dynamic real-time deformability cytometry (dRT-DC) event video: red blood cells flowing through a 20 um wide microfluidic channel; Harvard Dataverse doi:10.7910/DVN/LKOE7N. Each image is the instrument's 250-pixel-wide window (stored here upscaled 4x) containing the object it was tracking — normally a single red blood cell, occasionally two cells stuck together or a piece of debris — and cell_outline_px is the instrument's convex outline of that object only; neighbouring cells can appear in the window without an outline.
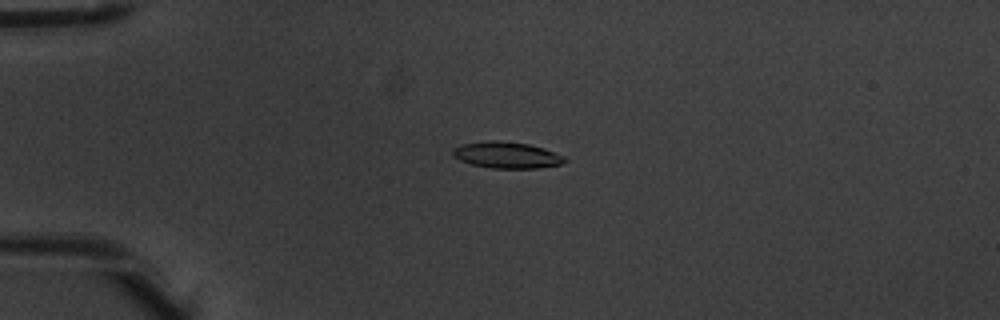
{"species": "common noctule bat (a hibernating species)", "species_latin": "Nyctalus noctula", "temperature_condition": "warm", "stored_images_in_passage": 3, "camera_frame_rate_fps": 3000, "um_per_image_px": 0.085, "animal": {"sex": "male", "body_mass_g": 20.1, "forearm_length_mm": 53.5}, "frame": {"image": 1, "passage_image": 3, "time_ms": 0.667, "image_size_px": [1000, 320], "cell_outline_px": [[568, 160], [560, 164], [536, 168], [492, 168], [472, 164], [460, 160], [452, 156], [452, 152], [460, 144], [488, 140], [500, 140], [528, 144], [544, 148], [564, 156]], "centroid_in_image_um": [43.06, 13.17], "position_along_channel_um": 41.9, "area_um2": 17.17}}